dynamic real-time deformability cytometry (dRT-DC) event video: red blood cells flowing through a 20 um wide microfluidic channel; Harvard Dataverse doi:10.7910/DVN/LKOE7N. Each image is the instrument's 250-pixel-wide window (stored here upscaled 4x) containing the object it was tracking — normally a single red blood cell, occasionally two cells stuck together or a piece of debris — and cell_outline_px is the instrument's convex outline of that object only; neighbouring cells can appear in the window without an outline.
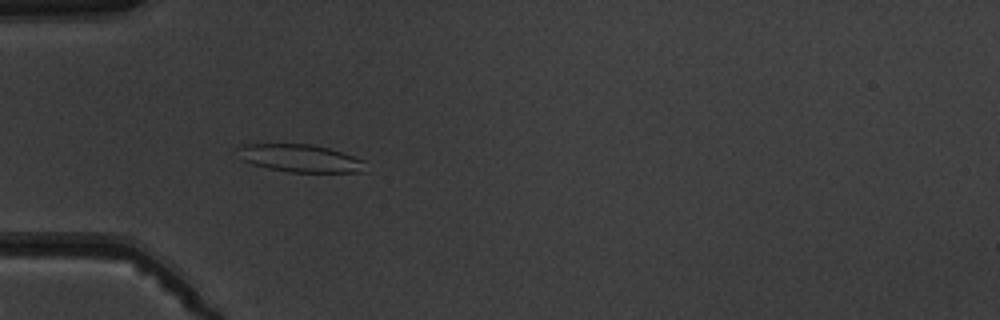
{"species": "common noctule bat (a hibernating species)", "species_latin": "Nyctalus noctula", "temperature_condition": "warm", "stored_images_in_passage": 11, "camera_frame_rate_fps": 3000, "um_per_image_px": 0.085, "animal": {"sex": "male", "body_mass_g": 19.5, "forearm_length_mm": 54.6}, "frame": {"image": 1, "passage_image": 5, "time_ms": 5.667, "image_size_px": [1000, 320], "cell_outline_px": [[364, 172], [288, 172], [268, 168], [252, 164], [240, 160], [236, 148], [240, 144], [312, 144], [328, 148], [364, 160]], "centroid_in_image_um": [25.44, 13.45], "position_along_channel_um": 59.6, "area_um2": 20.63}}
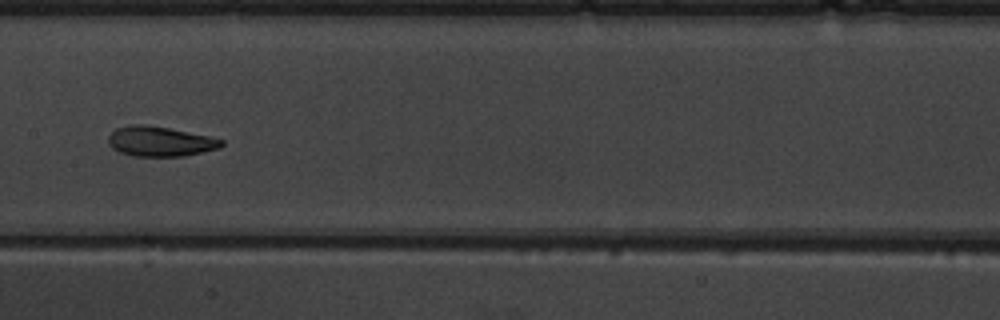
{"frame": {"image": 2, "passage_image": 8, "time_ms": 9.333, "image_size_px": [1000, 320], "cell_outline_px": [[224, 144], [220, 148], [184, 156], [132, 156], [120, 152], [112, 148], [108, 144], [108, 136], [116, 128], [132, 124], [144, 124], [168, 128], [208, 136], [224, 140]], "centroid_in_image_um": [13.59, 12.02], "position_along_channel_um": 193.8, "area_um2": 19.71}}
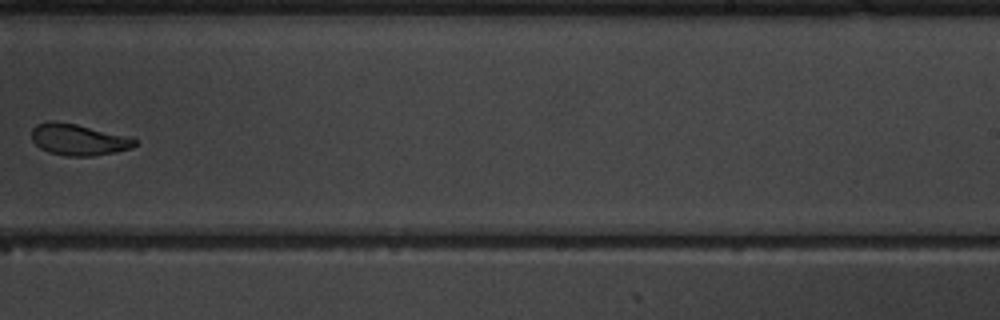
{"frame": {"image": 3, "passage_image": 10, "time_ms": 11.667, "image_size_px": [1000, 320], "cell_outline_px": [[136, 144], [132, 148], [116, 152], [92, 156], [64, 156], [48, 152], [40, 148], [32, 140], [32, 128], [36, 124], [48, 120], [56, 120], [76, 124], [132, 136], [136, 140]], "centroid_in_image_um": [6.67, 11.85], "position_along_channel_um": 282.3, "area_um2": 19.25}}